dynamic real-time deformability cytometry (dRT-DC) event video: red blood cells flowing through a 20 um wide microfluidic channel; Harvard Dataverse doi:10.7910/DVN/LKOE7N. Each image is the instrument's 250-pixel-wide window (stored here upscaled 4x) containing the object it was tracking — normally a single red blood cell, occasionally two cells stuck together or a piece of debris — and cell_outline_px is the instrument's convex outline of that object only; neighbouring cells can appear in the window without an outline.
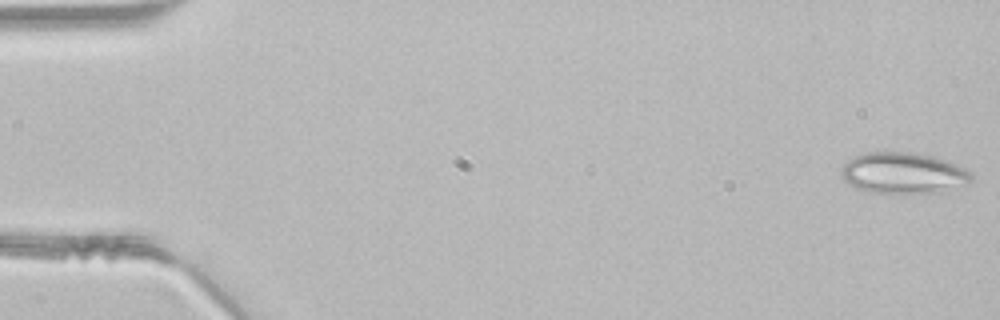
{"species": "common noctule bat (a hibernating species)", "species_latin": "Nyctalus noctula", "temperature_condition": "room temperature", "stored_images_in_passage": 43, "camera_frame_rate_fps": 3000, "um_per_image_px": 0.085, "animal": {"sex": "male", "body_mass_g": 21.5, "forearm_length_mm": 52.0}, "frame": {"image": 1, "passage_image": 1, "time_ms": 0.0, "image_size_px": [1000, 320], "cell_outline_px": [[972, 180], [968, 184], [940, 192], [868, 192], [856, 188], [848, 184], [840, 176], [840, 172], [844, 164], [848, 160], [856, 156], [868, 152], [908, 152], [932, 156], [944, 160], [964, 168], [972, 172]], "centroid_in_image_um": [76.76, 14.71], "position_along_channel_um": 8.2, "area_um2": 30.92}}
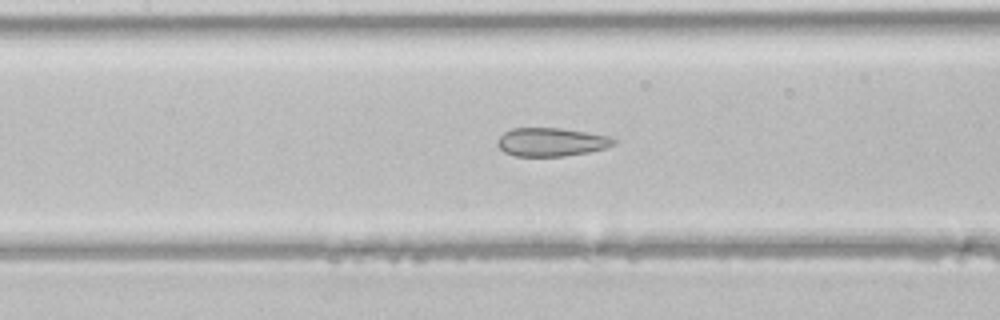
{"frame": {"image": 2, "passage_image": 21, "time_ms": 6.667, "image_size_px": [1000, 320], "cell_outline_px": [[616, 144], [604, 148], [588, 152], [564, 156], [516, 156], [504, 152], [496, 144], [500, 136], [504, 132], [512, 128], [560, 128], [608, 136], [616, 140]], "centroid_in_image_um": [46.83, 12.07], "position_along_channel_um": 160.6, "area_um2": 19.13}}
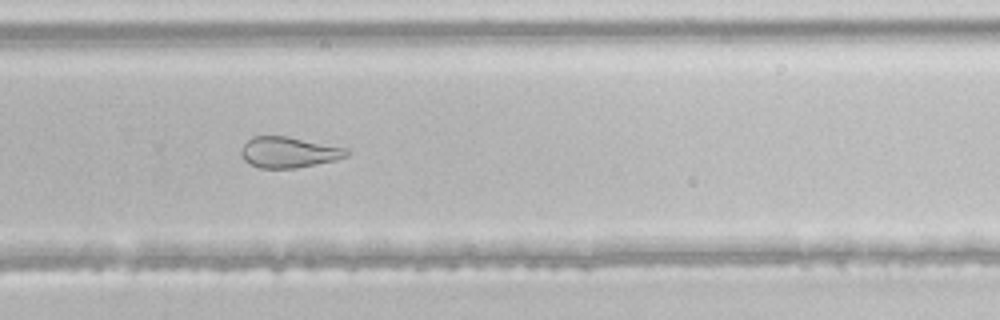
{"frame": {"image": 3, "passage_image": 31, "time_ms": 10.0, "image_size_px": [1000, 320], "cell_outline_px": [[352, 152], [348, 156], [336, 160], [296, 168], [260, 168], [244, 160], [240, 152], [240, 148], [252, 136], [288, 136], [348, 148]], "centroid_in_image_um": [24.58, 12.93], "position_along_channel_um": 305.2, "area_um2": 19.13}}